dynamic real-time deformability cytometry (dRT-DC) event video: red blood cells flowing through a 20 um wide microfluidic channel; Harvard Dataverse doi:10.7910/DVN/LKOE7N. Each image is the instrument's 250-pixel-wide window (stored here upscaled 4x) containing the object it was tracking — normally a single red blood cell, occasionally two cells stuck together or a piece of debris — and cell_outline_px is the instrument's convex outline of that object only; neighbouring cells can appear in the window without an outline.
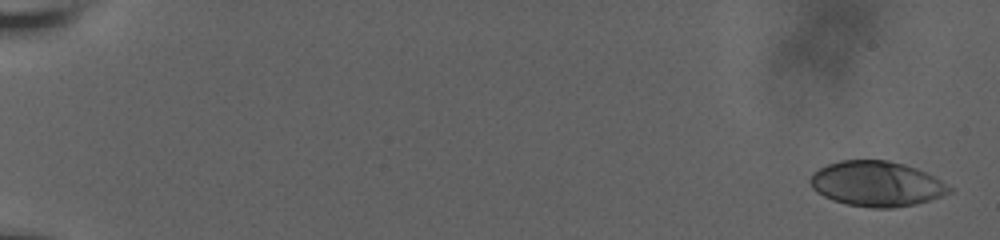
{"species": "human", "species_latin": "Homo sapiens", "temperature_condition": "room temperature", "stored_images_in_passage": 40, "camera_frame_rate_fps": 3000, "um_per_image_px": 0.085, "donor": {"sex": "male"}, "frame": {"image": 1, "passage_image": 1, "time_ms": 0.0, "image_size_px": [1000, 240], "cell_outline_px": [[952, 192], [916, 204], [892, 208], [872, 208], [848, 204], [832, 200], [816, 192], [812, 188], [808, 180], [812, 172], [828, 164], [840, 160], [888, 160], [904, 164], [916, 168], [940, 180], [952, 188]], "centroid_in_image_um": [74.47, 15.62], "position_along_channel_um": 10.5, "area_um2": 36.53}}
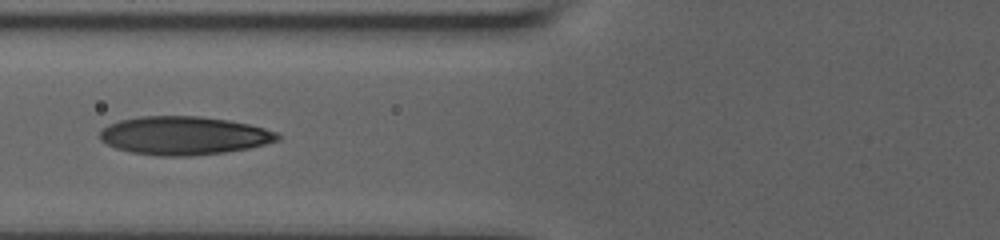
{"frame": {"image": 2, "passage_image": 23, "time_ms": 8.333, "image_size_px": [1000, 240], "cell_outline_px": [[280, 140], [248, 148], [224, 152], [192, 156], [156, 156], [132, 152], [116, 148], [100, 140], [100, 132], [108, 124], [120, 120], [140, 116], [200, 116], [228, 120], [248, 124], [264, 128], [276, 132], [280, 136]], "centroid_in_image_um": [15.62, 11.52], "position_along_channel_um": 110.2, "area_um2": 39.65}}
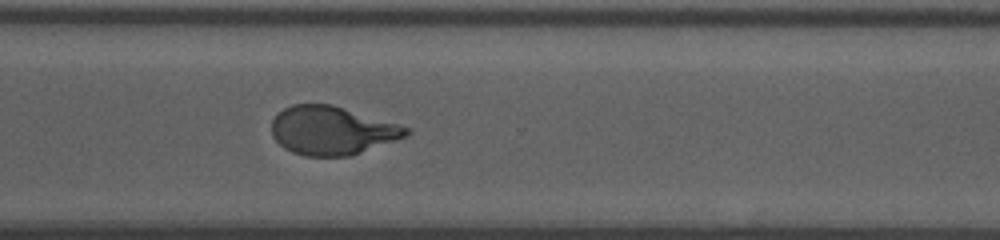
{"frame": {"image": 3, "passage_image": 40, "time_ms": 14.667, "image_size_px": [1000, 240], "cell_outline_px": [[412, 132], [408, 136], [348, 156], [304, 156], [292, 152], [284, 148], [272, 136], [272, 120], [276, 112], [292, 104], [332, 104], [412, 128]], "centroid_in_image_um": [28.21, 11.08], "position_along_channel_um": 342.4, "area_um2": 38.15}}